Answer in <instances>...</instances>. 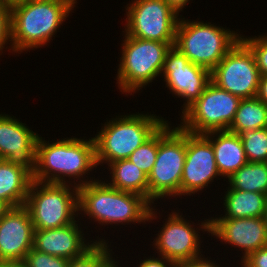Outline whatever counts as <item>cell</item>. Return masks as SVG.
I'll return each instance as SVG.
<instances>
[{
  "instance_id": "22",
  "label": "cell",
  "mask_w": 267,
  "mask_h": 267,
  "mask_svg": "<svg viewBox=\"0 0 267 267\" xmlns=\"http://www.w3.org/2000/svg\"><path fill=\"white\" fill-rule=\"evenodd\" d=\"M110 180L115 189L139 194L148 200V176L128 159L114 161L108 165Z\"/></svg>"
},
{
  "instance_id": "3",
  "label": "cell",
  "mask_w": 267,
  "mask_h": 267,
  "mask_svg": "<svg viewBox=\"0 0 267 267\" xmlns=\"http://www.w3.org/2000/svg\"><path fill=\"white\" fill-rule=\"evenodd\" d=\"M77 3L25 0L11 5V43L15 53L44 47L53 41ZM58 29V30H57Z\"/></svg>"
},
{
  "instance_id": "2",
  "label": "cell",
  "mask_w": 267,
  "mask_h": 267,
  "mask_svg": "<svg viewBox=\"0 0 267 267\" xmlns=\"http://www.w3.org/2000/svg\"><path fill=\"white\" fill-rule=\"evenodd\" d=\"M102 179L78 187L79 217L82 213L101 226L157 220L158 209L145 197L115 189Z\"/></svg>"
},
{
  "instance_id": "7",
  "label": "cell",
  "mask_w": 267,
  "mask_h": 267,
  "mask_svg": "<svg viewBox=\"0 0 267 267\" xmlns=\"http://www.w3.org/2000/svg\"><path fill=\"white\" fill-rule=\"evenodd\" d=\"M123 35L116 84L122 94L127 96L138 93L161 75L166 54L175 43L143 40L124 33Z\"/></svg>"
},
{
  "instance_id": "33",
  "label": "cell",
  "mask_w": 267,
  "mask_h": 267,
  "mask_svg": "<svg viewBox=\"0 0 267 267\" xmlns=\"http://www.w3.org/2000/svg\"><path fill=\"white\" fill-rule=\"evenodd\" d=\"M211 257H205L202 255L192 258L189 261L182 262L178 265V267H222L219 264L212 261L211 259H208Z\"/></svg>"
},
{
  "instance_id": "31",
  "label": "cell",
  "mask_w": 267,
  "mask_h": 267,
  "mask_svg": "<svg viewBox=\"0 0 267 267\" xmlns=\"http://www.w3.org/2000/svg\"><path fill=\"white\" fill-rule=\"evenodd\" d=\"M240 264L242 267H267V246L250 253Z\"/></svg>"
},
{
  "instance_id": "26",
  "label": "cell",
  "mask_w": 267,
  "mask_h": 267,
  "mask_svg": "<svg viewBox=\"0 0 267 267\" xmlns=\"http://www.w3.org/2000/svg\"><path fill=\"white\" fill-rule=\"evenodd\" d=\"M239 135L248 162H267V127L245 130Z\"/></svg>"
},
{
  "instance_id": "39",
  "label": "cell",
  "mask_w": 267,
  "mask_h": 267,
  "mask_svg": "<svg viewBox=\"0 0 267 267\" xmlns=\"http://www.w3.org/2000/svg\"><path fill=\"white\" fill-rule=\"evenodd\" d=\"M21 1H25V0H0L1 3H6L9 5H13V4L21 2Z\"/></svg>"
},
{
  "instance_id": "40",
  "label": "cell",
  "mask_w": 267,
  "mask_h": 267,
  "mask_svg": "<svg viewBox=\"0 0 267 267\" xmlns=\"http://www.w3.org/2000/svg\"><path fill=\"white\" fill-rule=\"evenodd\" d=\"M263 219H264V223H265V226H266V229H267V206H266V210L263 214Z\"/></svg>"
},
{
  "instance_id": "13",
  "label": "cell",
  "mask_w": 267,
  "mask_h": 267,
  "mask_svg": "<svg viewBox=\"0 0 267 267\" xmlns=\"http://www.w3.org/2000/svg\"><path fill=\"white\" fill-rule=\"evenodd\" d=\"M161 74L170 93L185 100L182 113L200 98L211 82V71L190 62L175 46L167 52Z\"/></svg>"
},
{
  "instance_id": "28",
  "label": "cell",
  "mask_w": 267,
  "mask_h": 267,
  "mask_svg": "<svg viewBox=\"0 0 267 267\" xmlns=\"http://www.w3.org/2000/svg\"><path fill=\"white\" fill-rule=\"evenodd\" d=\"M241 40L251 49L261 76L267 75V33L258 36H243Z\"/></svg>"
},
{
  "instance_id": "36",
  "label": "cell",
  "mask_w": 267,
  "mask_h": 267,
  "mask_svg": "<svg viewBox=\"0 0 267 267\" xmlns=\"http://www.w3.org/2000/svg\"><path fill=\"white\" fill-rule=\"evenodd\" d=\"M11 209L4 201L0 200V219Z\"/></svg>"
},
{
  "instance_id": "18",
  "label": "cell",
  "mask_w": 267,
  "mask_h": 267,
  "mask_svg": "<svg viewBox=\"0 0 267 267\" xmlns=\"http://www.w3.org/2000/svg\"><path fill=\"white\" fill-rule=\"evenodd\" d=\"M78 222L79 219L61 228L34 230L33 248L45 254L71 260L81 256L94 242L107 241L104 237H96L98 239L87 242L84 230Z\"/></svg>"
},
{
  "instance_id": "30",
  "label": "cell",
  "mask_w": 267,
  "mask_h": 267,
  "mask_svg": "<svg viewBox=\"0 0 267 267\" xmlns=\"http://www.w3.org/2000/svg\"><path fill=\"white\" fill-rule=\"evenodd\" d=\"M11 42V5L0 2V55L7 50V44L11 46L7 51L14 53Z\"/></svg>"
},
{
  "instance_id": "9",
  "label": "cell",
  "mask_w": 267,
  "mask_h": 267,
  "mask_svg": "<svg viewBox=\"0 0 267 267\" xmlns=\"http://www.w3.org/2000/svg\"><path fill=\"white\" fill-rule=\"evenodd\" d=\"M241 98L210 82L199 99L180 116L178 126L193 134L228 130Z\"/></svg>"
},
{
  "instance_id": "25",
  "label": "cell",
  "mask_w": 267,
  "mask_h": 267,
  "mask_svg": "<svg viewBox=\"0 0 267 267\" xmlns=\"http://www.w3.org/2000/svg\"><path fill=\"white\" fill-rule=\"evenodd\" d=\"M108 242H94L81 256L69 260L67 267H117L119 260L113 257Z\"/></svg>"
},
{
  "instance_id": "12",
  "label": "cell",
  "mask_w": 267,
  "mask_h": 267,
  "mask_svg": "<svg viewBox=\"0 0 267 267\" xmlns=\"http://www.w3.org/2000/svg\"><path fill=\"white\" fill-rule=\"evenodd\" d=\"M260 78L254 54L241 39L211 71V82L241 99L256 97Z\"/></svg>"
},
{
  "instance_id": "24",
  "label": "cell",
  "mask_w": 267,
  "mask_h": 267,
  "mask_svg": "<svg viewBox=\"0 0 267 267\" xmlns=\"http://www.w3.org/2000/svg\"><path fill=\"white\" fill-rule=\"evenodd\" d=\"M227 180L228 189L267 195V162H247Z\"/></svg>"
},
{
  "instance_id": "14",
  "label": "cell",
  "mask_w": 267,
  "mask_h": 267,
  "mask_svg": "<svg viewBox=\"0 0 267 267\" xmlns=\"http://www.w3.org/2000/svg\"><path fill=\"white\" fill-rule=\"evenodd\" d=\"M215 153L211 141L204 134L186 131V158L182 171L181 196H191L219 180Z\"/></svg>"
},
{
  "instance_id": "21",
  "label": "cell",
  "mask_w": 267,
  "mask_h": 267,
  "mask_svg": "<svg viewBox=\"0 0 267 267\" xmlns=\"http://www.w3.org/2000/svg\"><path fill=\"white\" fill-rule=\"evenodd\" d=\"M266 206V194L227 189L223 196L224 215L210 217V219L263 217Z\"/></svg>"
},
{
  "instance_id": "19",
  "label": "cell",
  "mask_w": 267,
  "mask_h": 267,
  "mask_svg": "<svg viewBox=\"0 0 267 267\" xmlns=\"http://www.w3.org/2000/svg\"><path fill=\"white\" fill-rule=\"evenodd\" d=\"M212 144L219 174L228 179L248 161L240 135L229 130L204 134Z\"/></svg>"
},
{
  "instance_id": "5",
  "label": "cell",
  "mask_w": 267,
  "mask_h": 267,
  "mask_svg": "<svg viewBox=\"0 0 267 267\" xmlns=\"http://www.w3.org/2000/svg\"><path fill=\"white\" fill-rule=\"evenodd\" d=\"M212 22L188 20L180 15L174 46L193 64L212 71L241 39V34Z\"/></svg>"
},
{
  "instance_id": "4",
  "label": "cell",
  "mask_w": 267,
  "mask_h": 267,
  "mask_svg": "<svg viewBox=\"0 0 267 267\" xmlns=\"http://www.w3.org/2000/svg\"><path fill=\"white\" fill-rule=\"evenodd\" d=\"M166 120L156 114L133 113L116 116L102 125L95 137L97 166L128 159Z\"/></svg>"
},
{
  "instance_id": "20",
  "label": "cell",
  "mask_w": 267,
  "mask_h": 267,
  "mask_svg": "<svg viewBox=\"0 0 267 267\" xmlns=\"http://www.w3.org/2000/svg\"><path fill=\"white\" fill-rule=\"evenodd\" d=\"M31 182L27 170L0 159V200L11 208L24 206Z\"/></svg>"
},
{
  "instance_id": "16",
  "label": "cell",
  "mask_w": 267,
  "mask_h": 267,
  "mask_svg": "<svg viewBox=\"0 0 267 267\" xmlns=\"http://www.w3.org/2000/svg\"><path fill=\"white\" fill-rule=\"evenodd\" d=\"M210 235L219 239L221 244L238 247L243 253L241 261L250 253L267 246L263 217L210 219Z\"/></svg>"
},
{
  "instance_id": "27",
  "label": "cell",
  "mask_w": 267,
  "mask_h": 267,
  "mask_svg": "<svg viewBox=\"0 0 267 267\" xmlns=\"http://www.w3.org/2000/svg\"><path fill=\"white\" fill-rule=\"evenodd\" d=\"M158 130L141 146H139L128 158L136 167L147 176L150 174L157 157Z\"/></svg>"
},
{
  "instance_id": "32",
  "label": "cell",
  "mask_w": 267,
  "mask_h": 267,
  "mask_svg": "<svg viewBox=\"0 0 267 267\" xmlns=\"http://www.w3.org/2000/svg\"><path fill=\"white\" fill-rule=\"evenodd\" d=\"M119 267V265H117ZM121 267V266H120ZM136 267H178L173 261H170L162 256L146 257L140 261Z\"/></svg>"
},
{
  "instance_id": "10",
  "label": "cell",
  "mask_w": 267,
  "mask_h": 267,
  "mask_svg": "<svg viewBox=\"0 0 267 267\" xmlns=\"http://www.w3.org/2000/svg\"><path fill=\"white\" fill-rule=\"evenodd\" d=\"M125 9V35L175 43L180 15L165 0H132Z\"/></svg>"
},
{
  "instance_id": "37",
  "label": "cell",
  "mask_w": 267,
  "mask_h": 267,
  "mask_svg": "<svg viewBox=\"0 0 267 267\" xmlns=\"http://www.w3.org/2000/svg\"><path fill=\"white\" fill-rule=\"evenodd\" d=\"M0 267H26L23 262H0Z\"/></svg>"
},
{
  "instance_id": "6",
  "label": "cell",
  "mask_w": 267,
  "mask_h": 267,
  "mask_svg": "<svg viewBox=\"0 0 267 267\" xmlns=\"http://www.w3.org/2000/svg\"><path fill=\"white\" fill-rule=\"evenodd\" d=\"M170 125L167 120L158 129L156 162L148 175V201L152 205L156 204L154 202L158 199L181 197L182 171L186 158V131L179 126Z\"/></svg>"
},
{
  "instance_id": "34",
  "label": "cell",
  "mask_w": 267,
  "mask_h": 267,
  "mask_svg": "<svg viewBox=\"0 0 267 267\" xmlns=\"http://www.w3.org/2000/svg\"><path fill=\"white\" fill-rule=\"evenodd\" d=\"M256 97L267 105V75L261 76Z\"/></svg>"
},
{
  "instance_id": "29",
  "label": "cell",
  "mask_w": 267,
  "mask_h": 267,
  "mask_svg": "<svg viewBox=\"0 0 267 267\" xmlns=\"http://www.w3.org/2000/svg\"><path fill=\"white\" fill-rule=\"evenodd\" d=\"M23 263L26 267H67L69 260L32 248L25 256Z\"/></svg>"
},
{
  "instance_id": "15",
  "label": "cell",
  "mask_w": 267,
  "mask_h": 267,
  "mask_svg": "<svg viewBox=\"0 0 267 267\" xmlns=\"http://www.w3.org/2000/svg\"><path fill=\"white\" fill-rule=\"evenodd\" d=\"M39 134L9 114H0V159L35 172L36 143Z\"/></svg>"
},
{
  "instance_id": "35",
  "label": "cell",
  "mask_w": 267,
  "mask_h": 267,
  "mask_svg": "<svg viewBox=\"0 0 267 267\" xmlns=\"http://www.w3.org/2000/svg\"><path fill=\"white\" fill-rule=\"evenodd\" d=\"M178 14L183 11L184 7L190 0H165Z\"/></svg>"
},
{
  "instance_id": "8",
  "label": "cell",
  "mask_w": 267,
  "mask_h": 267,
  "mask_svg": "<svg viewBox=\"0 0 267 267\" xmlns=\"http://www.w3.org/2000/svg\"><path fill=\"white\" fill-rule=\"evenodd\" d=\"M34 230L61 228L77 221L78 187L32 180L24 205Z\"/></svg>"
},
{
  "instance_id": "38",
  "label": "cell",
  "mask_w": 267,
  "mask_h": 267,
  "mask_svg": "<svg viewBox=\"0 0 267 267\" xmlns=\"http://www.w3.org/2000/svg\"><path fill=\"white\" fill-rule=\"evenodd\" d=\"M38 2H59V3H77V0H30Z\"/></svg>"
},
{
  "instance_id": "1",
  "label": "cell",
  "mask_w": 267,
  "mask_h": 267,
  "mask_svg": "<svg viewBox=\"0 0 267 267\" xmlns=\"http://www.w3.org/2000/svg\"><path fill=\"white\" fill-rule=\"evenodd\" d=\"M85 138L73 136L58 139V141L52 140L53 142L49 143L39 135L32 180L42 183L69 184L76 187L97 180L95 177L86 176V174L90 175L94 168L96 170L97 163L94 139L93 137Z\"/></svg>"
},
{
  "instance_id": "17",
  "label": "cell",
  "mask_w": 267,
  "mask_h": 267,
  "mask_svg": "<svg viewBox=\"0 0 267 267\" xmlns=\"http://www.w3.org/2000/svg\"><path fill=\"white\" fill-rule=\"evenodd\" d=\"M34 226L25 206L11 208L0 219V262H23L33 248Z\"/></svg>"
},
{
  "instance_id": "23",
  "label": "cell",
  "mask_w": 267,
  "mask_h": 267,
  "mask_svg": "<svg viewBox=\"0 0 267 267\" xmlns=\"http://www.w3.org/2000/svg\"><path fill=\"white\" fill-rule=\"evenodd\" d=\"M267 127V105L257 97L241 99L229 131L240 134L245 130Z\"/></svg>"
},
{
  "instance_id": "11",
  "label": "cell",
  "mask_w": 267,
  "mask_h": 267,
  "mask_svg": "<svg viewBox=\"0 0 267 267\" xmlns=\"http://www.w3.org/2000/svg\"><path fill=\"white\" fill-rule=\"evenodd\" d=\"M171 211L165 223L163 221L160 231L155 234L157 236L154 239L155 242L151 243L157 255L173 261L178 266L182 262L202 255L201 243L203 241H201L199 230L210 235V218H205L206 220L201 221V224L198 220L196 225L200 226L197 227L194 222L184 218L186 216L182 213L180 215L179 210Z\"/></svg>"
}]
</instances>
